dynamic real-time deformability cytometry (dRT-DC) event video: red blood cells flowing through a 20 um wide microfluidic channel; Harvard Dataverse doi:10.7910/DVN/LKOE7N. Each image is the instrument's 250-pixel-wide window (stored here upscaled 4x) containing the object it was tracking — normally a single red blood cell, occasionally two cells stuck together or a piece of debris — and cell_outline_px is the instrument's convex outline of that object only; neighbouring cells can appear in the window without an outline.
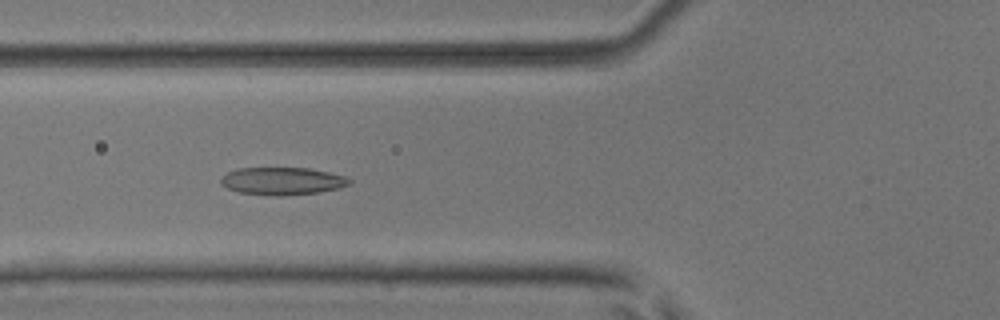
{"species": "common noctule bat (a hibernating species)", "species_latin": "Nyctalus noctula", "temperature_condition": "room temperature", "stored_images_in_passage": 49, "camera_frame_rate_fps": 3000, "um_per_image_px": 0.085, "animal": {"sex": "male", "body_mass_g": 17.9, "forearm_length_mm": 54.2}, "frame": {"image": 1, "passage_image": 17, "time_ms": 5.333, "image_size_px": [1000, 320], "cell_outline_px": [[352, 184], [340, 188], [320, 192], [280, 196], [276, 196], [240, 192], [228, 188], [220, 184], [220, 180], [228, 172], [236, 168], [308, 168], [328, 172], [344, 176], [352, 180]], "centroid_in_image_um": [24.03, 15.39], "position_along_channel_um": 101.8, "area_um2": 20.63}}
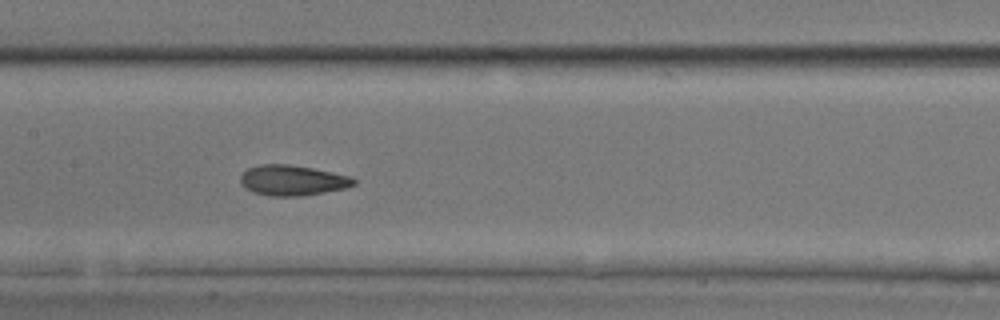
{"frame": {"image": 2, "passage_image": 23, "time_ms": 7.333, "image_size_px": [1000, 320], "cell_outline_px": [[356, 184], [344, 188], [324, 192], [300, 196], [268, 196], [252, 192], [240, 180], [240, 176], [248, 168], [260, 164], [288, 164], [312, 168], [352, 176], [356, 180]], "centroid_in_image_um": [24.88, 15.32], "position_along_channel_um": 182.5, "area_um2": 19.94}}
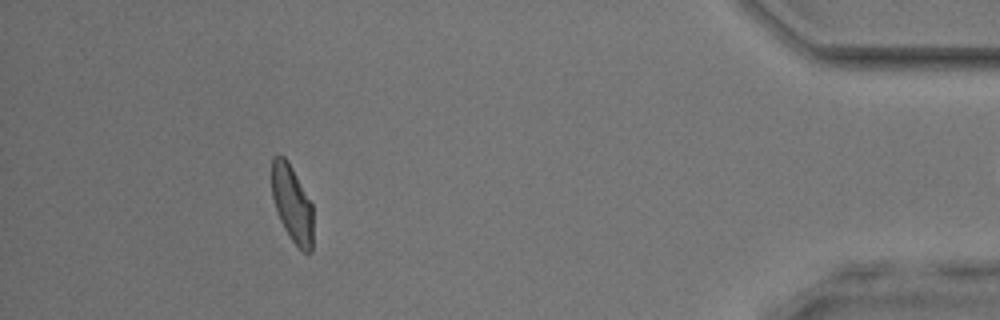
{"frame": {"image": 3, "passage_image": 44, "time_ms": 14.333, "image_size_px": [1000, 320], "cell_outline_px": [[312, 252], [304, 252], [292, 240], [284, 228], [280, 220], [272, 196], [272, 156], [284, 156], [288, 160], [312, 204]], "centroid_in_image_um": [24.83, 17.3], "position_along_channel_um": 410.4, "area_um2": 18.26}, "authors_computed_cell_mechanics": {"area_um2": 19.941, "velocity_mm_per_s": 4.044, "shape_relaxation_time_tau1_ms": 4.0215, "shape_relaxation_time_tau2_ms": 1.6799, "deformation_change_tau1": 0.1304, "deformation_change_tau2": 0.0821}}